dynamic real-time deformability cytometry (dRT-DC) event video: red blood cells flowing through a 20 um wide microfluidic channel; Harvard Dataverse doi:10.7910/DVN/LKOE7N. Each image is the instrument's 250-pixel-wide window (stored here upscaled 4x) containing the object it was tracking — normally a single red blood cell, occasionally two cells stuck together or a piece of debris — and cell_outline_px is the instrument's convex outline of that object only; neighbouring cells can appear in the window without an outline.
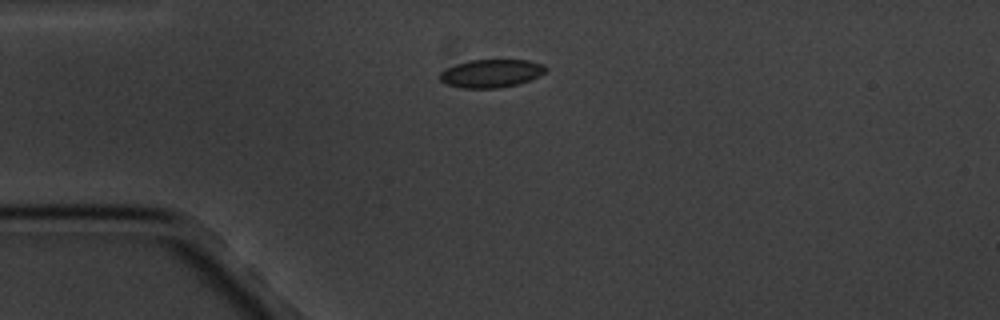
{"species": "common noctule bat (a hibernating species)", "species_latin": "Nyctalus noctula", "temperature_condition": "cold", "stored_images_in_passage": 5, "camera_frame_rate_fps": 3000, "um_per_image_px": 0.085, "animal": {"sex": "male", "body_mass_g": 20.1, "forearm_length_mm": 53.5}, "frame": {"image": 1, "passage_image": 5, "time_ms": 5.667, "image_size_px": [1000, 320], "cell_outline_px": [[548, 68], [540, 76], [520, 84], [500, 88], [460, 88], [444, 84], [440, 80], [440, 72], [456, 64], [468, 60], [528, 60], [544, 64]], "centroid_in_image_um": [41.77, 6.25], "position_along_channel_um": 43.2, "area_um2": 17.57}}